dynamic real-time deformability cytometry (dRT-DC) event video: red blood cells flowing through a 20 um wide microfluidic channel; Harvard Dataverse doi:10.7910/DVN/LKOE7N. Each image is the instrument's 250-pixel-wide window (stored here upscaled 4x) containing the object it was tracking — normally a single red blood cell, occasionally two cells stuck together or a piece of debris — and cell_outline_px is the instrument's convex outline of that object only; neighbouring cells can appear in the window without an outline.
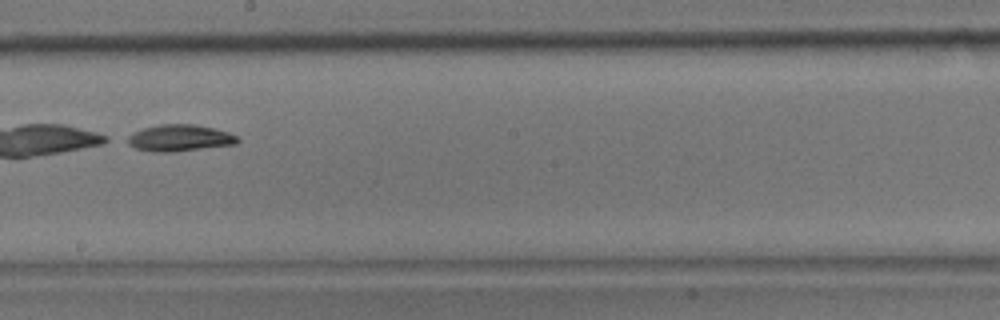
{"species": "common noctule bat (a hibernating species)", "species_latin": "Nyctalus noctula", "temperature_condition": "room temperature", "stored_images_in_passage": 52, "camera_frame_rate_fps": 3000, "um_per_image_px": 0.085, "animal": {"sex": "male", "body_mass_g": 17.9}, "frame": {"image": 1, "passage_image": 30, "time_ms": 9.667, "image_size_px": [1000, 320], "cell_outline_px": [[240, 140], [236, 144], [176, 152], [152, 152], [136, 148], [120, 140], [144, 128], [156, 124], [192, 124], [212, 128], [228, 132], [240, 136]], "centroid_in_image_um": [15.25, 11.74], "position_along_channel_um": 233.0, "area_um2": 17.34}}